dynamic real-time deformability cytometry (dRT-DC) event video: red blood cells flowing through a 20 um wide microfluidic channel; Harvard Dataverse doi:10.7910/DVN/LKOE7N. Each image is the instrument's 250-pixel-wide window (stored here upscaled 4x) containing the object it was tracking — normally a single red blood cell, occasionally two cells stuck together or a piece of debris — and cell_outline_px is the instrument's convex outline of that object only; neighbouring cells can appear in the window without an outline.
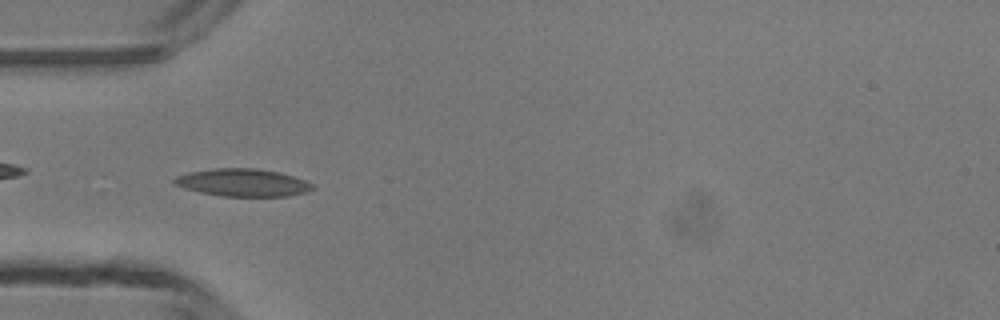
{"species": "common noctule bat (a hibernating species)", "species_latin": "Nyctalus noctula", "temperature_condition": "room temperature", "stored_images_in_passage": 6, "camera_frame_rate_fps": 3000, "um_per_image_px": 0.085, "animal": {"sex": "male", "body_mass_g": 13.3}, "frame": {"image": 1, "passage_image": 5, "time_ms": 4.667, "image_size_px": [1000, 320], "cell_outline_px": [[316, 188], [308, 192], [288, 196], [220, 196], [200, 192], [176, 184], [172, 180], [176, 176], [188, 172], [216, 168], [256, 168], [276, 172], [292, 176], [304, 180], [312, 184]], "centroid_in_image_um": [20.66, 15.52], "position_along_channel_um": 64.3, "area_um2": 22.02}}
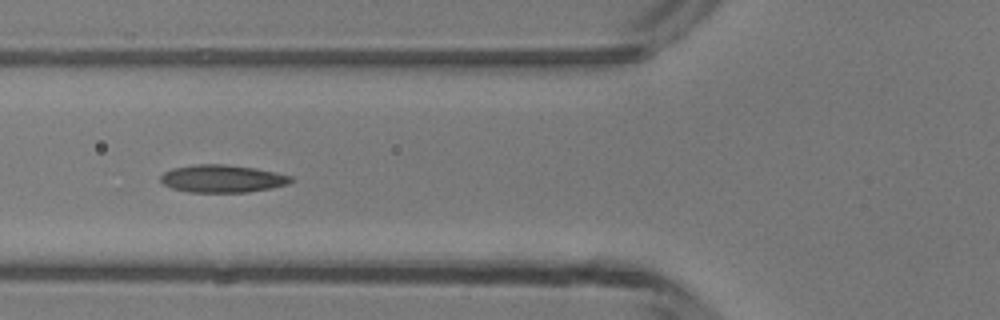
{"frame": {"image": 2, "passage_image": 6, "time_ms": 5.667, "image_size_px": [1000, 320], "cell_outline_px": [[296, 180], [288, 184], [272, 188], [248, 192], [188, 192], [172, 188], [164, 184], [160, 180], [160, 176], [164, 172], [172, 168], [196, 164], [224, 164], [256, 168], [292, 176]], "centroid_in_image_um": [18.92, 15.18], "position_along_channel_um": 106.9, "area_um2": 21.1}}